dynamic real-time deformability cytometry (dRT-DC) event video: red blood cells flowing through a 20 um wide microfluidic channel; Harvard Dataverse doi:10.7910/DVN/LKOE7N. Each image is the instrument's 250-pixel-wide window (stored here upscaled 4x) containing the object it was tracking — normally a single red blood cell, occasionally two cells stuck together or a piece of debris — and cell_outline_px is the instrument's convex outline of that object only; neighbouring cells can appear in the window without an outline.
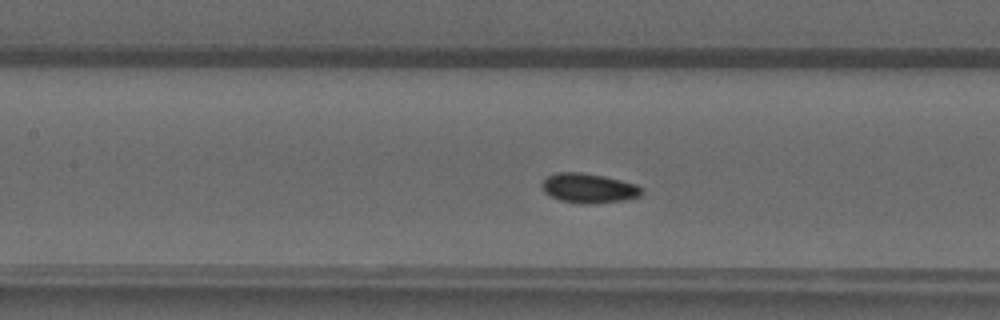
{"species": "common noctule bat (a hibernating species)", "species_latin": "Nyctalus noctula", "temperature_condition": "warm", "stored_images_in_passage": 42, "camera_frame_rate_fps": 3000, "um_per_image_px": 0.085, "animal": {"sex": "male", "forearm_length_mm": 52.5}, "frame": {"image": 1, "passage_image": 16, "time_ms": 5.0, "image_size_px": [1000, 320], "cell_outline_px": [[644, 192], [640, 196], [624, 200], [592, 204], [580, 204], [560, 200], [544, 192], [540, 184], [548, 176], [556, 172], [580, 172], [604, 176], [636, 184], [644, 188]], "centroid_in_image_um": [50.06, 16.0], "position_along_channel_um": 157.3, "area_um2": 17.34}}
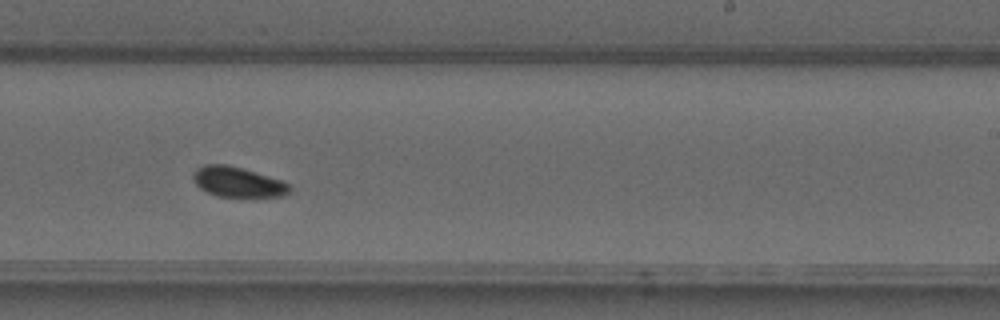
{"frame": {"image": 2, "passage_image": 24, "time_ms": 7.667, "image_size_px": [1000, 320], "cell_outline_px": [[292, 188], [284, 196], [216, 196], [200, 188], [196, 184], [192, 176], [192, 172], [196, 168], [204, 164], [224, 164], [240, 168], [280, 180], [288, 184]], "centroid_in_image_um": [20.15, 15.46], "position_along_channel_um": 268.8, "area_um2": 16.59}}
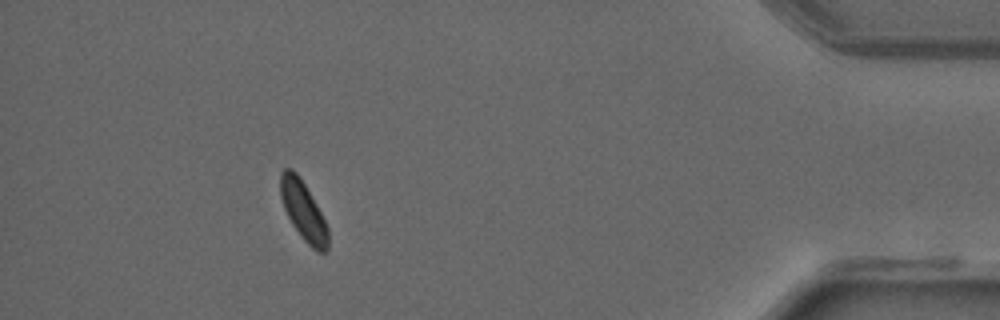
{"frame": {"image": 3, "passage_image": 38, "time_ms": 12.333, "image_size_px": [1000, 320], "cell_outline_px": [[328, 248], [324, 252], [316, 252], [300, 236], [292, 224], [284, 208], [280, 196], [280, 172], [284, 168], [292, 168], [300, 176], [316, 204], [328, 228]], "centroid_in_image_um": [25.76, 17.9], "position_along_channel_um": 409.4, "area_um2": 16.36}}